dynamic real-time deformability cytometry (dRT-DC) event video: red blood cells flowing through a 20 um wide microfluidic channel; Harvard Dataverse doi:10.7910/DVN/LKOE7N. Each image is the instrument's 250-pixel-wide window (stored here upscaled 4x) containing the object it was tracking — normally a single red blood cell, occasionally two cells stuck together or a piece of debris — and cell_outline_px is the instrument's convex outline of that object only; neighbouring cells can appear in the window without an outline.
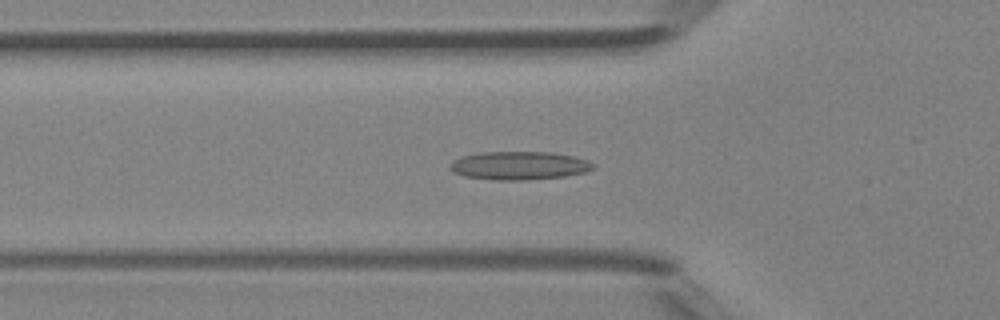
{"species": "Egyptian fruit bat (a non-hibernating species)", "species_latin": "Rousettus aegyptiacus", "temperature_condition": "room temperature", "stored_images_in_passage": 48, "camera_frame_rate_fps": 3000, "um_per_image_px": 0.085, "animal": {"sex": "female"}, "frame": {"image": 1, "passage_image": 16, "time_ms": 5.0, "image_size_px": [1000, 320], "cell_outline_px": [[596, 168], [584, 172], [564, 176], [524, 180], [496, 180], [464, 176], [452, 172], [448, 168], [452, 160], [460, 156], [480, 152], [552, 152], [572, 156], [588, 160], [596, 164]], "centroid_in_image_um": [44.1, 14.07], "position_along_channel_um": 81.7, "area_um2": 23.81}}
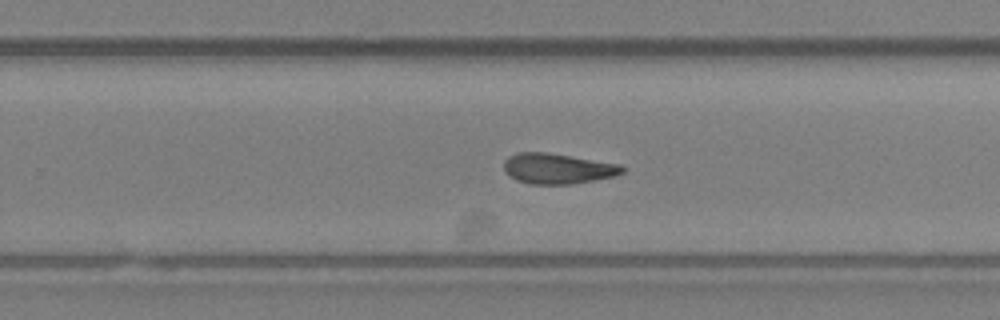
{"frame": {"image": 2, "passage_image": 30, "time_ms": 9.667, "image_size_px": [1000, 320], "cell_outline_px": [[624, 172], [616, 176], [572, 184], [528, 184], [516, 180], [508, 176], [504, 172], [504, 160], [508, 156], [520, 152], [548, 152], [620, 164], [624, 168]], "centroid_in_image_um": [47.37, 14.33], "position_along_channel_um": 282.4, "area_um2": 21.21}}
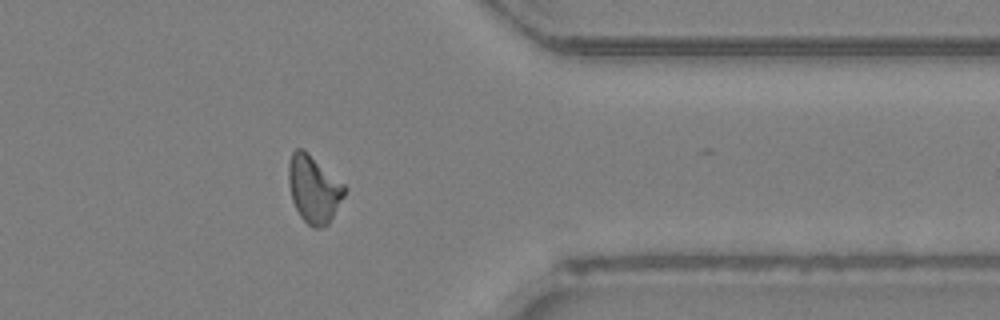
{"frame": {"image": 3, "passage_image": 38, "time_ms": 12.333, "image_size_px": [1000, 320], "cell_outline_px": [[348, 188], [344, 196], [328, 224], [320, 228], [312, 228], [300, 216], [292, 200], [288, 184], [288, 164], [292, 152], [296, 148], [300, 148], [344, 184]], "centroid_in_image_um": [26.65, 16.11], "position_along_channel_um": 384.7, "area_um2": 21.56}, "authors_computed_cell_mechanics": {"area_um2": 21.4727, "velocity_mm_per_s": 4.3198, "shape_relaxation_time_tau1_ms": null, "shape_relaxation_time_tau2_ms": 3.652, "deformation_change_tau1": null, "deformation_change_tau2": 0.1276}}